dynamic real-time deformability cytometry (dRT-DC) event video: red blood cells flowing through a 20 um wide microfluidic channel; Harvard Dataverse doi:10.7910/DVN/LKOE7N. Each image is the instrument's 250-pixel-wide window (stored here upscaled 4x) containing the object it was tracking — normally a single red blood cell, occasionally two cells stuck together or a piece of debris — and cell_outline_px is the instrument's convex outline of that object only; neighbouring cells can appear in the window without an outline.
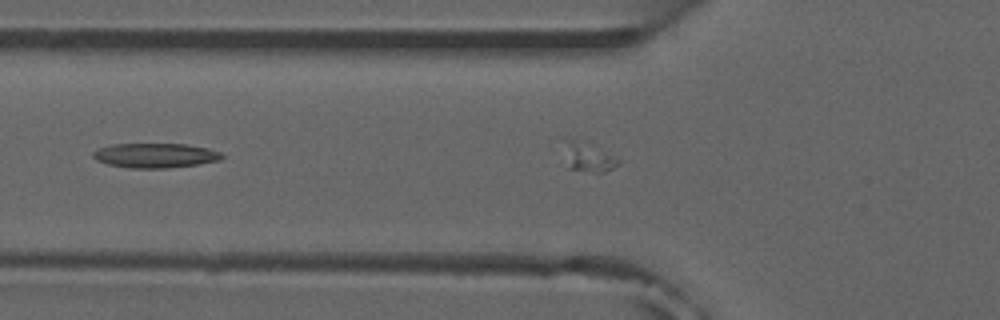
{"species": "common noctule bat (a hibernating species)", "species_latin": "Nyctalus noctula", "temperature_condition": "room temperature", "stored_images_in_passage": 4, "segment_of_instrument_passage": [2, 2], "camera_frame_rate_fps": 3000, "um_per_image_px": 0.085, "animal": {"sex": "male", "forearm_length_mm": 52.5}, "frame": {"image": 1, "passage_image": 3, "time_ms": 0.667, "image_size_px": [1000, 320], "cell_outline_px": [[224, 156], [220, 160], [196, 164], [168, 168], [132, 168], [108, 164], [96, 160], [92, 156], [92, 152], [100, 148], [112, 144], [184, 144], [208, 148], [220, 152]], "centroid_in_image_um": [13.19, 13.21], "position_along_channel_um": 112.6, "area_um2": 18.32}}